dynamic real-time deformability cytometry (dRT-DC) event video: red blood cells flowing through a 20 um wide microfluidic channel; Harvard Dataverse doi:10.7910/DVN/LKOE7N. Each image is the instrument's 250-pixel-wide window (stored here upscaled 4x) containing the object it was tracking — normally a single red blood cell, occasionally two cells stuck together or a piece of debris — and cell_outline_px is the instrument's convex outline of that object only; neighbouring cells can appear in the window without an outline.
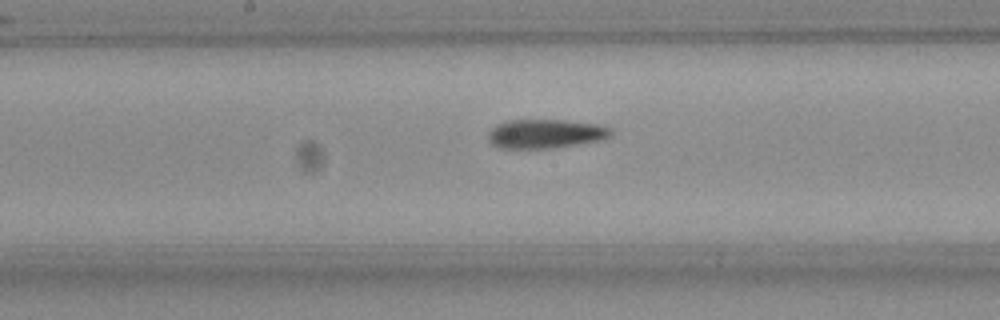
{"species": "Egyptian fruit bat (a non-hibernating species)", "species_latin": "Rousettus aegyptiacus", "temperature_condition": "room temperature", "stored_images_in_passage": 35, "camera_frame_rate_fps": 3000, "um_per_image_px": 0.085, "frame": {"image": 1, "passage_image": 15, "time_ms": 4.667, "image_size_px": [1000, 320], "cell_outline_px": [[612, 136], [600, 140], [548, 148], [496, 148], [488, 140], [488, 132], [496, 124], [504, 120], [564, 120], [600, 124], [612, 128]], "centroid_in_image_um": [46.34, 11.35], "position_along_channel_um": 201.9, "area_um2": 20.87}}
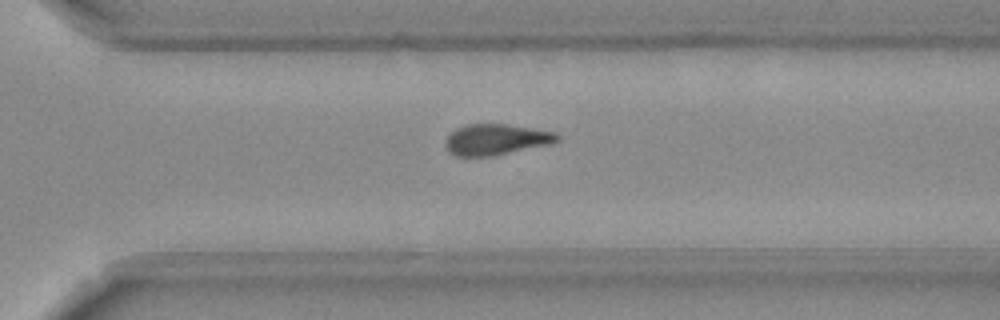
{"frame": {"image": 2, "passage_image": 25, "time_ms": 8.0, "image_size_px": [1000, 320], "cell_outline_px": [[560, 140], [552, 144], [492, 156], [456, 156], [448, 152], [444, 144], [444, 140], [456, 128], [468, 124], [508, 124], [556, 132], [560, 136]], "centroid_in_image_um": [42.18, 11.86], "position_along_channel_um": 328.4, "area_um2": 20.35}}
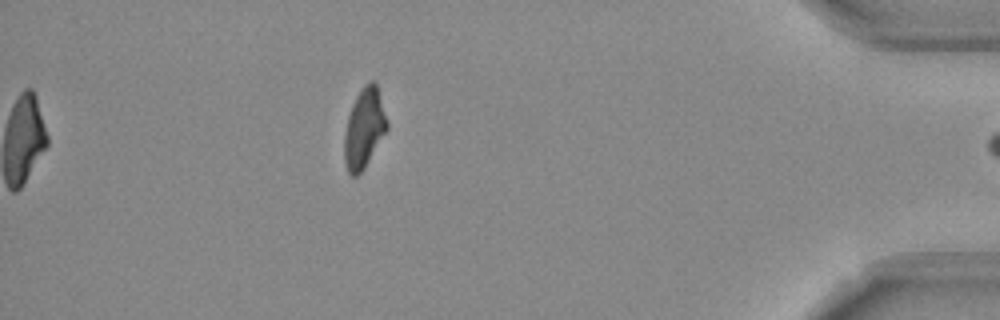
{"frame": {"image": 3, "passage_image": 35, "time_ms": 11.333, "image_size_px": [1000, 320], "cell_outline_px": [[388, 128], [364, 168], [356, 176], [352, 176], [348, 172], [344, 164], [344, 136], [348, 116], [352, 104], [356, 96], [364, 84], [368, 80], [372, 80], [376, 84], [388, 120]], "centroid_in_image_um": [30.95, 10.89], "position_along_channel_um": 404.3, "area_um2": 19.77}, "authors_computed_cell_mechanics": {"area_um2": 20.808, "velocity_mm_per_s": 3.8202, "shape_relaxation_time_tau1_ms": null, "shape_relaxation_time_tau2_ms": 5.7309, "deformation_change_tau1": null, "deformation_change_tau2": 0.129}}